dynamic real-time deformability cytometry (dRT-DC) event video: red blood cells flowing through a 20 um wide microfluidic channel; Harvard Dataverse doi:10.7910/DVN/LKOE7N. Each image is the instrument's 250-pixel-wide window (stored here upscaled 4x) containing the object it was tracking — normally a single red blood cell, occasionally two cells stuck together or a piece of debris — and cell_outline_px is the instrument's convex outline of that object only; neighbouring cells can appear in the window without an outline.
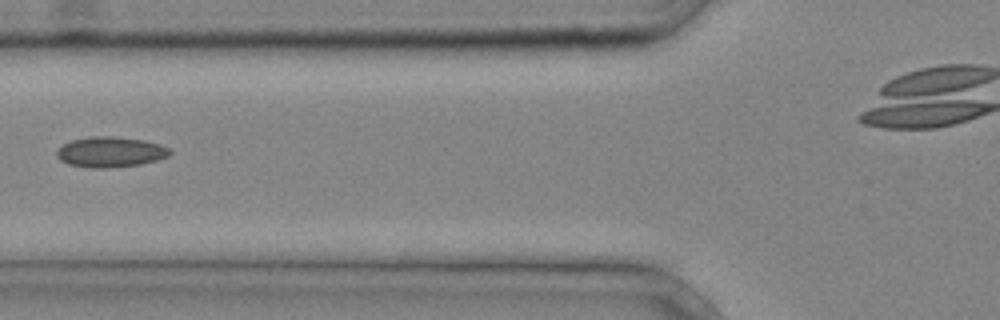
{"species": "common noctule bat (a hibernating species)", "species_latin": "Nyctalus noctula", "temperature_condition": "cold", "stored_images_in_passage": 24, "camera_frame_rate_fps": 3000, "um_per_image_px": 0.085, "animal": {"sex": "male", "body_mass_g": 20.4}, "frame": {"image": 1, "passage_image": 4, "time_ms": 1.0, "image_size_px": [1000, 320], "cell_outline_px": [[172, 152], [168, 156], [156, 160], [140, 164], [104, 168], [92, 168], [68, 164], [60, 160], [56, 156], [56, 152], [64, 144], [72, 140], [92, 136], [112, 136], [144, 140], [160, 144], [168, 148]], "centroid_in_image_um": [9.38, 12.91], "position_along_channel_um": 116.4, "area_um2": 19.88}}
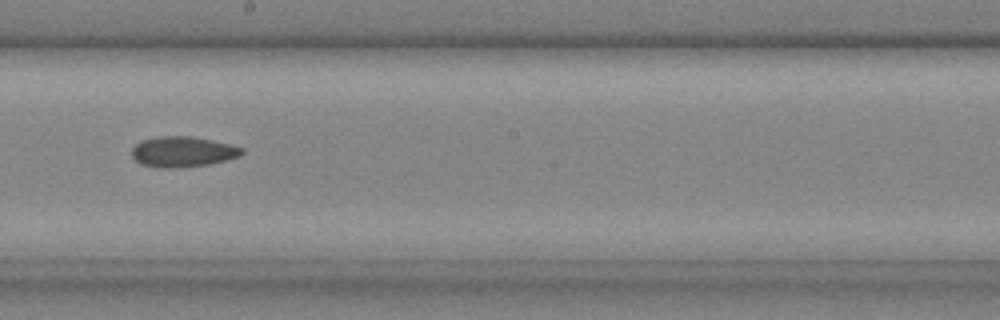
{"frame": {"image": 2, "passage_image": 11, "time_ms": 3.333, "image_size_px": [1000, 320], "cell_outline_px": [[244, 152], [240, 156], [208, 164], [176, 168], [156, 168], [140, 164], [132, 156], [132, 148], [140, 140], [156, 136], [192, 136], [232, 144], [244, 148]], "centroid_in_image_um": [15.51, 12.89], "position_along_channel_um": 232.7, "area_um2": 19.77}}